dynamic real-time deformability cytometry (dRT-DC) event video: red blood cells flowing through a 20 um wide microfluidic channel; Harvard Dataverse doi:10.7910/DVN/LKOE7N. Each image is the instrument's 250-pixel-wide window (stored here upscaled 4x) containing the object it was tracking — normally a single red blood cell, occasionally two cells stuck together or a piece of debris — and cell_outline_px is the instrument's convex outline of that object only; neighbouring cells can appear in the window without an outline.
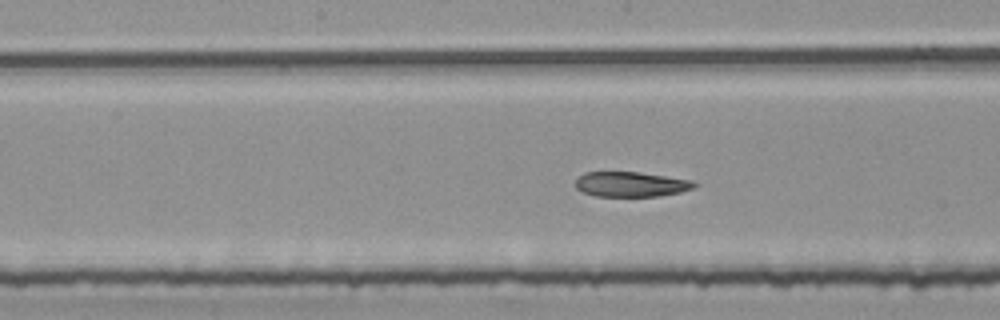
{"species": "common noctule bat (a hibernating species)", "species_latin": "Nyctalus noctula", "temperature_condition": "room temperature", "stored_images_in_passage": 54, "segment_of_instrument_passage": [2, 2], "camera_frame_rate_fps": 3000, "um_per_image_px": 0.085, "animal": {"sex": "female", "body_mass_g": 25.1}, "frame": {"image": 1, "passage_image": 28, "time_ms": 9.0, "image_size_px": [1000, 320], "cell_outline_px": [[696, 184], [692, 188], [680, 192], [660, 196], [596, 196], [584, 192], [576, 188], [576, 180], [584, 172], [640, 172], [692, 180]], "centroid_in_image_um": [53.63, 15.66], "position_along_channel_um": 194.6, "area_um2": 17.17}}
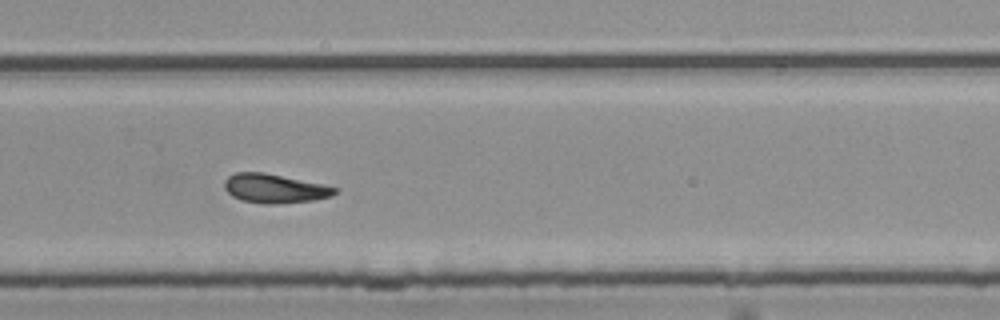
{"frame": {"image": 2, "passage_image": 37, "time_ms": 12.0, "image_size_px": [1000, 320], "cell_outline_px": [[340, 188], [332, 196], [312, 200], [276, 204], [264, 204], [240, 200], [232, 196], [224, 188], [224, 180], [228, 176], [236, 172], [264, 172], [324, 184]], "centroid_in_image_um": [23.34, 16.01], "position_along_channel_um": 306.5, "area_um2": 18.84}}
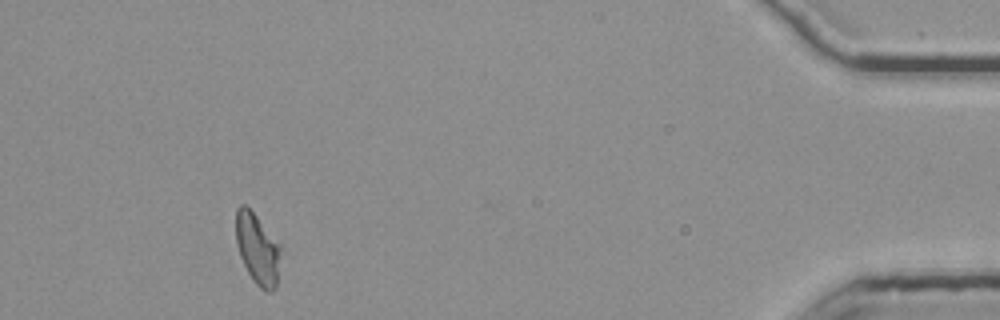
{"frame": {"image": 3, "passage_image": 51, "time_ms": 16.667, "image_size_px": [1000, 320], "cell_outline_px": [[280, 248], [276, 288], [272, 292], [264, 292], [252, 280], [240, 256], [236, 244], [236, 208], [240, 204], [244, 204], [256, 216], [280, 244]], "centroid_in_image_um": [21.87, 21.18], "position_along_channel_um": 413.3, "area_um2": 18.32}}